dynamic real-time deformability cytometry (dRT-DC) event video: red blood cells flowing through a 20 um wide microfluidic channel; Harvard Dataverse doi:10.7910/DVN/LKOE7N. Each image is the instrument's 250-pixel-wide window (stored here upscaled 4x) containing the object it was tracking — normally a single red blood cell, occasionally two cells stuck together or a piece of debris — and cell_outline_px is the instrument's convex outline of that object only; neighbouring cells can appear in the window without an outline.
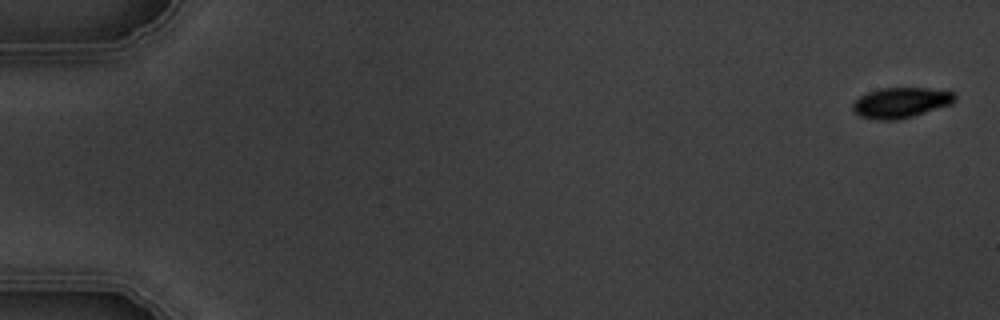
{"species": "common noctule bat (a hibernating species)", "species_latin": "Nyctalus noctula", "temperature_condition": "warm", "stored_images_in_passage": 4, "camera_frame_rate_fps": 3000, "um_per_image_px": 0.085, "animal": {"sex": "male", "body_mass_g": 19.5, "forearm_length_mm": 54.6}, "frame": {"image": 1, "passage_image": 1, "time_ms": 0.0, "image_size_px": [1000, 320], "cell_outline_px": [[956, 100], [952, 104], [912, 116], [896, 120], [880, 120], [860, 116], [852, 108], [852, 104], [860, 96], [868, 92], [880, 88], [928, 88], [952, 92], [956, 96]], "centroid_in_image_um": [76.58, 8.72], "position_along_channel_um": 8.4, "area_um2": 17.92}}